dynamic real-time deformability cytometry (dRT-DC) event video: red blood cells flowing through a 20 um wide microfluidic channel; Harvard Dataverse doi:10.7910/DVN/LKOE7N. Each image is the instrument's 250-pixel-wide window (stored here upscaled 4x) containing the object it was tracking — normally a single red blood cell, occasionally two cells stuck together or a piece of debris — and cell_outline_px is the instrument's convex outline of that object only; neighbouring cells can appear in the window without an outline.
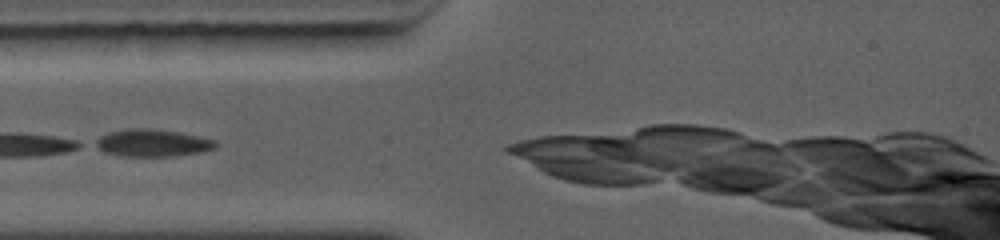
{"species": "common noctule bat (a hibernating species)", "species_latin": "Nyctalus noctula", "temperature_condition": "warm", "stored_images_in_passage": 31, "camera_frame_rate_fps": 5000, "um_per_image_px": 0.085, "animal": {"sex": "female", "body_mass_g": 19.0, "forearm_length_mm": 56.7}, "frame": {"image": 1, "passage_image": 1, "time_ms": 0.0, "image_size_px": [1000, 240], "cell_outline_px": [[212, 144], [208, 148], [188, 152], [160, 156], [140, 156], [116, 152], [104, 148], [100, 144], [100, 140], [108, 136], [120, 132], [168, 132], [204, 140]], "centroid_in_image_um": [12.95, 12.21], "position_along_channel_um": 72.0, "area_um2": 14.57}}